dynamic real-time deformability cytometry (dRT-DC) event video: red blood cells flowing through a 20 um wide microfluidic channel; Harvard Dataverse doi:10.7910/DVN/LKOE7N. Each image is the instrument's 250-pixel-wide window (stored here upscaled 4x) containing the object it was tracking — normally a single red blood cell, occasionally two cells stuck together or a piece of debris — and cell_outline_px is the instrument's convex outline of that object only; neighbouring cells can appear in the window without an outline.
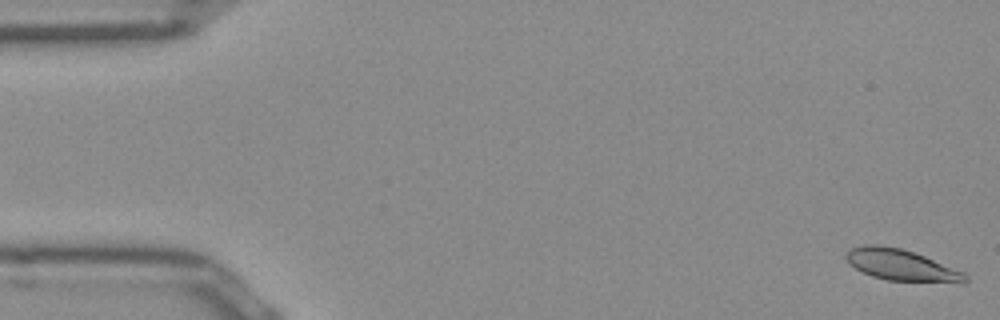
{"species": "Egyptian fruit bat (a non-hibernating species)", "species_latin": "Rousettus aegyptiacus", "temperature_condition": "room temperature", "stored_images_in_passage": 52, "camera_frame_rate_fps": 3000, "um_per_image_px": 0.085, "frame": {"image": 1, "passage_image": 1, "time_ms": 0.0, "image_size_px": [1000, 320], "cell_outline_px": [[968, 280], [964, 284], [960, 284], [888, 280], [872, 276], [848, 264], [844, 256], [852, 248], [864, 244], [880, 244], [900, 248], [924, 256], [964, 272], [968, 276]], "centroid_in_image_um": [76.65, 22.55], "position_along_channel_um": 8.3, "area_um2": 21.96}}
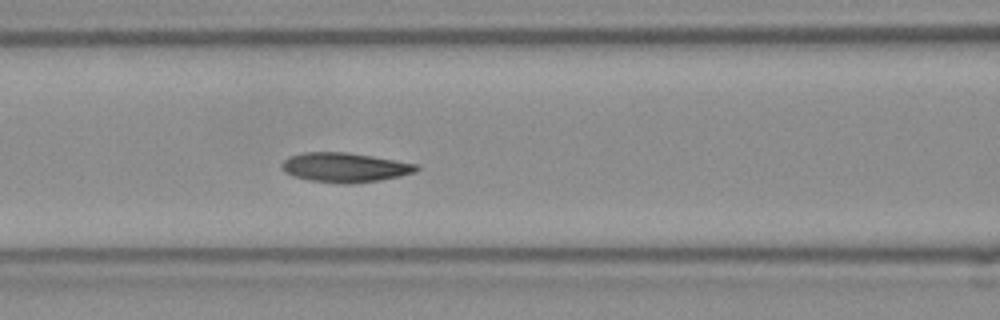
{"frame": {"image": 2, "passage_image": 21, "time_ms": 6.667, "image_size_px": [1000, 320], "cell_outline_px": [[420, 168], [416, 172], [400, 176], [380, 180], [344, 184], [308, 180], [292, 176], [284, 172], [280, 164], [288, 156], [304, 152], [348, 152], [420, 164]], "centroid_in_image_um": [29.31, 14.22], "position_along_channel_um": 137.3, "area_um2": 23.35}}
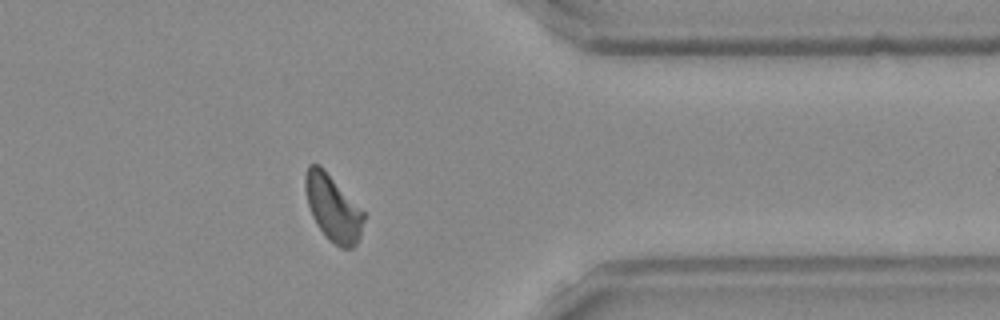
{"frame": {"image": 3, "passage_image": 41, "time_ms": 13.333, "image_size_px": [1000, 320], "cell_outline_px": [[364, 220], [360, 236], [356, 244], [352, 248], [340, 248], [328, 240], [316, 224], [312, 216], [308, 204], [304, 188], [304, 176], [308, 164], [320, 164], [324, 168], [364, 212]], "centroid_in_image_um": [28.27, 17.67], "position_along_channel_um": 383.1, "area_um2": 22.66}, "authors_computed_cell_mechanics": {"area_um2": 22.3686, "velocity_mm_per_s": 3.9174, "shape_relaxation_time_tau1_ms": 3.2516, "shape_relaxation_time_tau2_ms": 2.0562, "deformation_change_tau1": 0.1181, "deformation_change_tau2": 0.0788}}